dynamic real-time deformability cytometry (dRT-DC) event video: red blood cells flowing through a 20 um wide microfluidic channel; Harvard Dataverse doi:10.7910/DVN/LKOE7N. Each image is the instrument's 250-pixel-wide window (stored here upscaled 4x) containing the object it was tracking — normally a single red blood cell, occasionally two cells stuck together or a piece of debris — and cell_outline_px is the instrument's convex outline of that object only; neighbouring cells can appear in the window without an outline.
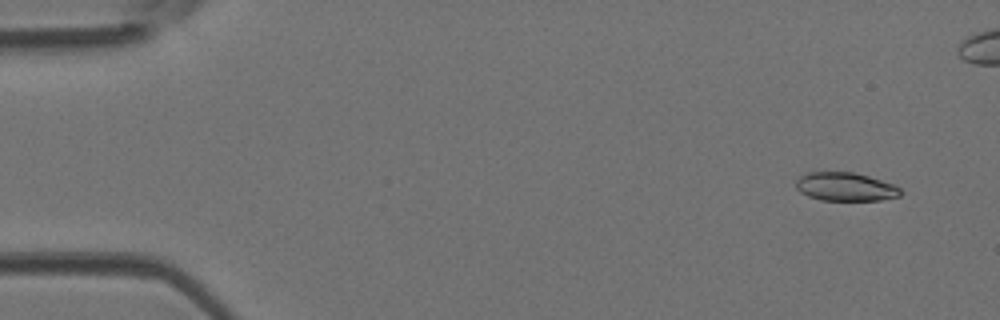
{"species": "Egyptian fruit bat (a non-hibernating species)", "species_latin": "Rousettus aegyptiacus", "temperature_condition": "room temperature", "stored_images_in_passage": 43, "camera_frame_rate_fps": 3000, "um_per_image_px": 0.085, "animal": {"sex": "female"}, "frame": {"image": 1, "passage_image": 2, "time_ms": 0.333, "image_size_px": [1000, 320], "cell_outline_px": [[900, 196], [880, 200], [820, 200], [808, 196], [800, 192], [796, 188], [796, 180], [800, 176], [808, 172], [852, 172], [868, 176], [892, 184], [900, 188]], "centroid_in_image_um": [71.82, 15.87], "position_along_channel_um": 13.2, "area_um2": 17.22}}
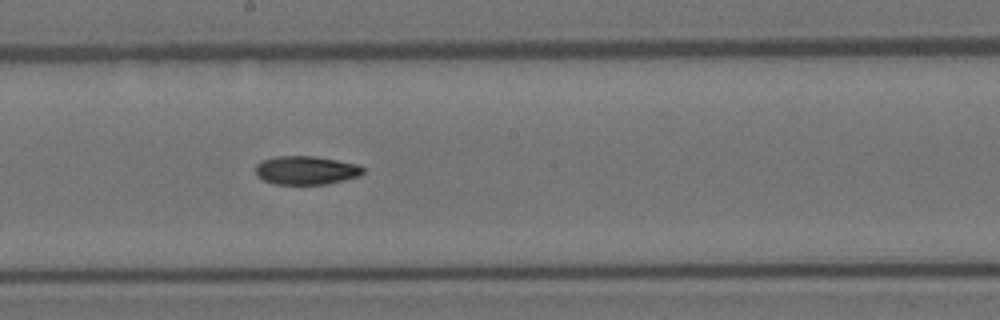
{"frame": {"image": 2, "passage_image": 25, "time_ms": 8.0, "image_size_px": [1000, 320], "cell_outline_px": [[364, 172], [360, 176], [344, 180], [324, 184], [276, 184], [264, 180], [256, 176], [256, 164], [260, 160], [276, 156], [316, 156], [360, 164], [364, 168]], "centroid_in_image_um": [26.03, 14.46], "position_along_channel_um": 222.2, "area_um2": 18.09}}
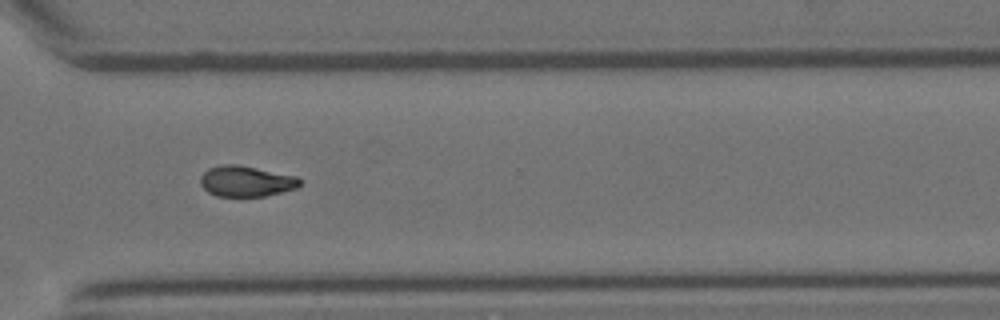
{"frame": {"image": 3, "passage_image": 34, "time_ms": 11.0, "image_size_px": [1000, 320], "cell_outline_px": [[304, 180], [296, 188], [264, 196], [216, 196], [208, 192], [200, 184], [200, 176], [208, 168], [220, 164], [236, 164], [296, 176]], "centroid_in_image_um": [20.9, 15.4], "position_along_channel_um": 349.7, "area_um2": 17.8}, "authors_computed_cell_mechanics": {"area_um2": 18.0914, "velocity_mm_per_s": 4.2643, "shape_relaxation_time_tau1_ms": 10.5878, "shape_relaxation_time_tau2_ms": 6.2901, "deformation_change_tau1": 0.2388, "deformation_change_tau2": 0.1322}}